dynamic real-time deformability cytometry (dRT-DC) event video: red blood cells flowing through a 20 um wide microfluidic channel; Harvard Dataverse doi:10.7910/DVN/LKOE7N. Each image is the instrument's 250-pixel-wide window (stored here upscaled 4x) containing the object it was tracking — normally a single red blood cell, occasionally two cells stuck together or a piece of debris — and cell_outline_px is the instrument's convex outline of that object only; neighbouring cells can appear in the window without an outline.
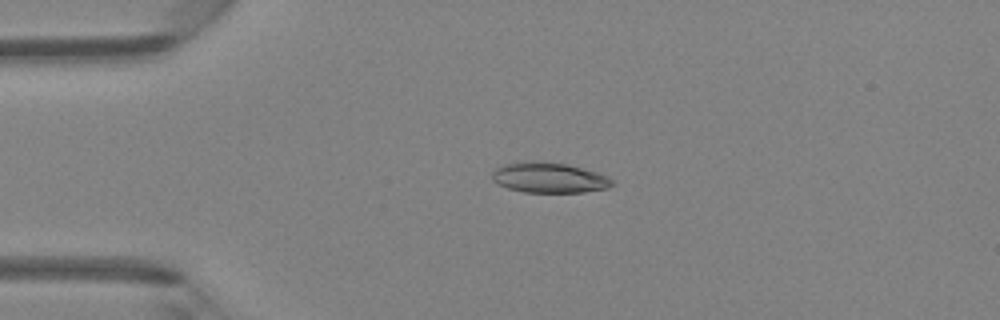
{"species": "Egyptian fruit bat (a non-hibernating species)", "species_latin": "Rousettus aegyptiacus", "temperature_condition": "room temperature", "stored_images_in_passage": 4, "camera_frame_rate_fps": 3000, "um_per_image_px": 0.085, "animal": {"sex": "female"}, "frame": {"image": 1, "passage_image": 3, "time_ms": 3.333, "image_size_px": [1000, 320], "cell_outline_px": [[616, 184], [608, 188], [584, 192], [524, 192], [508, 188], [496, 184], [492, 180], [492, 172], [500, 164], [524, 160], [532, 160], [568, 164], [596, 172], [608, 176]], "centroid_in_image_um": [46.64, 15.09], "position_along_channel_um": 38.4, "area_um2": 21.62}}